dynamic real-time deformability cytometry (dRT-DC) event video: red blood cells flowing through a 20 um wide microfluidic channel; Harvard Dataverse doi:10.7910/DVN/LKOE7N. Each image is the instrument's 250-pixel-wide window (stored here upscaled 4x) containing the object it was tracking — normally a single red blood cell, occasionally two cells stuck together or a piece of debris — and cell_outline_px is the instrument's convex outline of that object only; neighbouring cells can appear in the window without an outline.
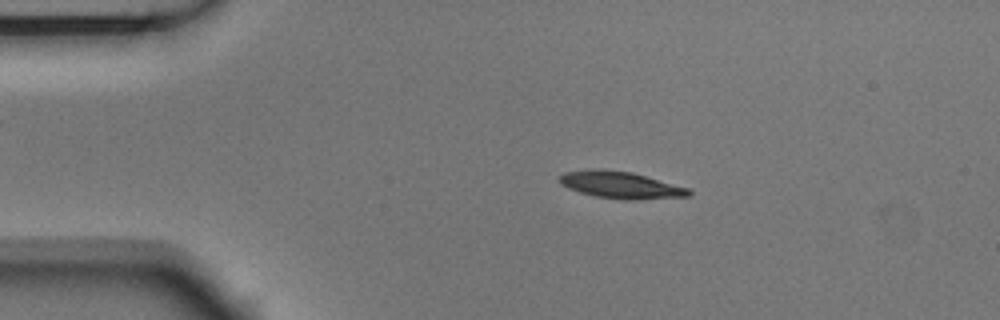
{"species": "Egyptian fruit bat (a non-hibernating species)", "species_latin": "Rousettus aegyptiacus", "temperature_condition": "room temperature", "stored_images_in_passage": 8, "camera_frame_rate_fps": 3000, "um_per_image_px": 0.085, "animal": {"sex": "male"}, "frame": {"image": 1, "passage_image": 3, "time_ms": 0.667, "image_size_px": [1000, 320], "cell_outline_px": [[692, 192], [688, 196], [640, 200], [624, 200], [596, 196], [580, 192], [568, 188], [560, 184], [560, 176], [564, 172], [632, 172], [688, 188]], "centroid_in_image_um": [52.85, 15.79], "position_along_channel_um": 32.2, "area_um2": 19.25}}
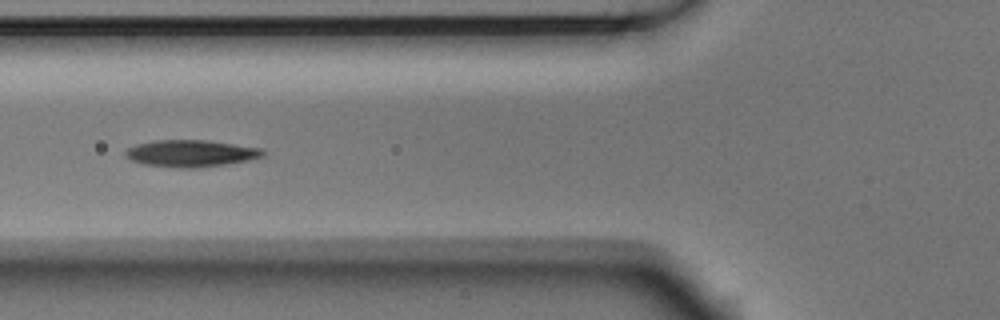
{"frame": {"image": 2, "passage_image": 6, "time_ms": 1.667, "image_size_px": [1000, 320], "cell_outline_px": [[264, 156], [248, 160], [224, 164], [196, 168], [180, 168], [144, 164], [132, 160], [124, 156], [124, 152], [128, 148], [136, 144], [156, 140], [208, 140], [264, 148]], "centroid_in_image_um": [16.23, 13.03], "position_along_channel_um": 109.6, "area_um2": 21.56}}
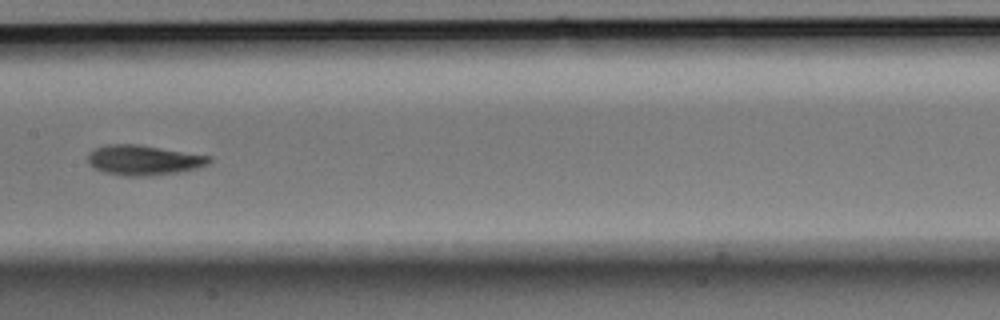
{"frame": {"image": 3, "passage_image": 8, "time_ms": 2.333, "image_size_px": [1000, 320], "cell_outline_px": [[212, 160], [208, 164], [196, 168], [180, 172], [148, 176], [124, 176], [104, 172], [88, 164], [88, 152], [96, 148], [108, 144], [136, 144], [212, 156]], "centroid_in_image_um": [12.21, 13.61], "position_along_channel_um": 195.2, "area_um2": 21.21}}